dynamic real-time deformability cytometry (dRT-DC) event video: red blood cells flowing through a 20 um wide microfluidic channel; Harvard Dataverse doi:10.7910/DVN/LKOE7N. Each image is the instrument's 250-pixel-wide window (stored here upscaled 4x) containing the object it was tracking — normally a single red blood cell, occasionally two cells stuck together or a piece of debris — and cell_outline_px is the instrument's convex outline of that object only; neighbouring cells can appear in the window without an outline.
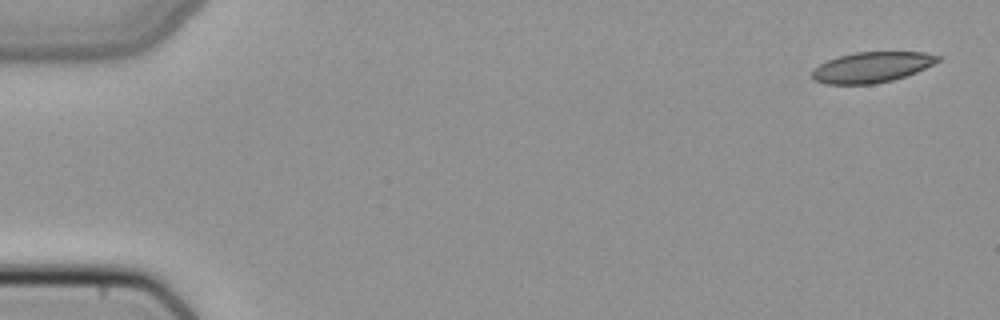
{"species": "common noctule bat (a hibernating species)", "species_latin": "Nyctalus noctula", "temperature_condition": "cold", "stored_images_in_passage": 49, "camera_frame_rate_fps": 3000, "um_per_image_px": 0.085, "animal": {"sex": "female", "body_mass_g": 22.7, "forearm_length_mm": 54.2}, "frame": {"image": 1, "passage_image": 1, "time_ms": 0.0, "image_size_px": [1000, 320], "cell_outline_px": [[940, 60], [916, 72], [892, 80], [872, 84], [824, 84], [812, 80], [812, 68], [828, 60], [840, 56], [856, 52], [924, 52], [940, 56]], "centroid_in_image_um": [74.06, 5.72], "position_along_channel_um": 10.9, "area_um2": 22.25}}
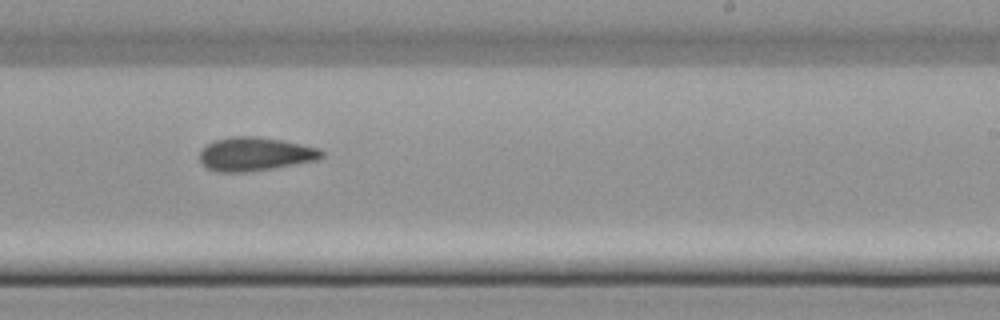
{"frame": {"image": 2, "passage_image": 30, "time_ms": 9.667, "image_size_px": [1000, 320], "cell_outline_px": [[324, 156], [320, 160], [272, 168], [244, 172], [216, 172], [200, 164], [200, 152], [208, 144], [216, 140], [232, 136], [256, 136], [280, 140], [320, 148], [324, 152]], "centroid_in_image_um": [21.7, 13.1], "position_along_channel_um": 267.3, "area_um2": 23.87}}
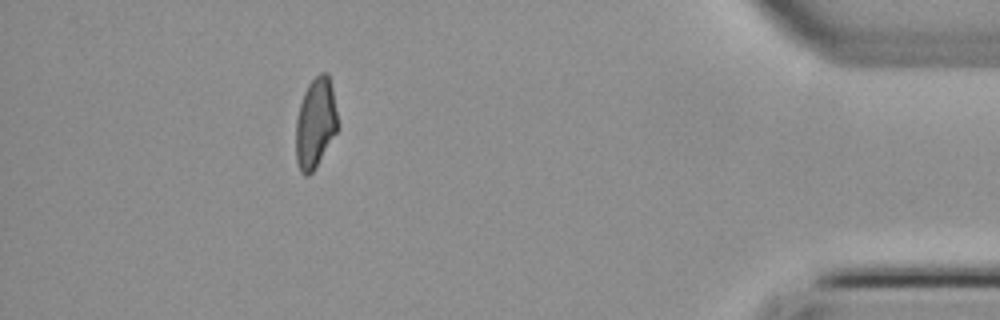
{"frame": {"image": 3, "passage_image": 44, "time_ms": 14.333, "image_size_px": [1000, 320], "cell_outline_px": [[336, 132], [316, 168], [308, 176], [304, 176], [300, 172], [296, 160], [296, 120], [300, 104], [304, 92], [308, 84], [320, 72], [328, 72], [332, 88], [336, 112]], "centroid_in_image_um": [26.78, 10.48], "position_along_channel_um": 408.4, "area_um2": 21.79}}